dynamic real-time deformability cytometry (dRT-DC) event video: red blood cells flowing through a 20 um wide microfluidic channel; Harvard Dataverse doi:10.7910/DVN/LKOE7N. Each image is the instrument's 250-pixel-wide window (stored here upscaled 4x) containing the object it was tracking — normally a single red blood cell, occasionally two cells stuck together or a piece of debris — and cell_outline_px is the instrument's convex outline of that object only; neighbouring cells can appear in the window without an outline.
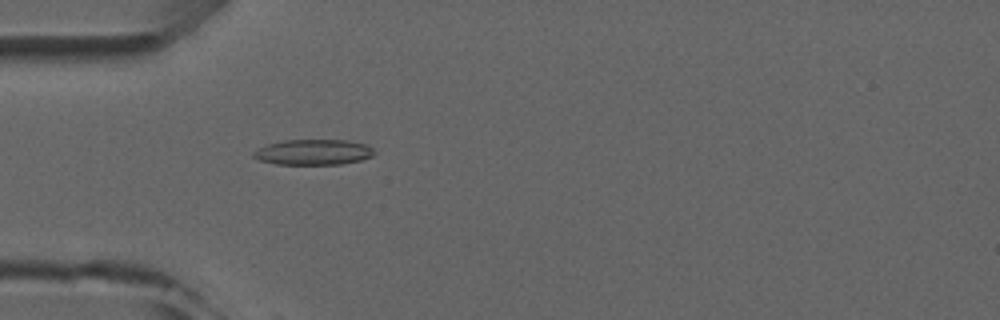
{"species": "common noctule bat (a hibernating species)", "species_latin": "Nyctalus noctula", "temperature_condition": "room temperature", "stored_images_in_passage": 4, "camera_frame_rate_fps": 3000, "um_per_image_px": 0.085, "animal": {"sex": "male", "forearm_length_mm": 52.5}, "frame": {"image": 1, "passage_image": 4, "time_ms": 4.333, "image_size_px": [1000, 320], "cell_outline_px": [[376, 152], [372, 156], [360, 160], [340, 164], [276, 164], [260, 160], [252, 156], [252, 152], [268, 144], [284, 140], [348, 140], [368, 144]], "centroid_in_image_um": [26.67, 12.92], "position_along_channel_um": 58.3, "area_um2": 17.92}}